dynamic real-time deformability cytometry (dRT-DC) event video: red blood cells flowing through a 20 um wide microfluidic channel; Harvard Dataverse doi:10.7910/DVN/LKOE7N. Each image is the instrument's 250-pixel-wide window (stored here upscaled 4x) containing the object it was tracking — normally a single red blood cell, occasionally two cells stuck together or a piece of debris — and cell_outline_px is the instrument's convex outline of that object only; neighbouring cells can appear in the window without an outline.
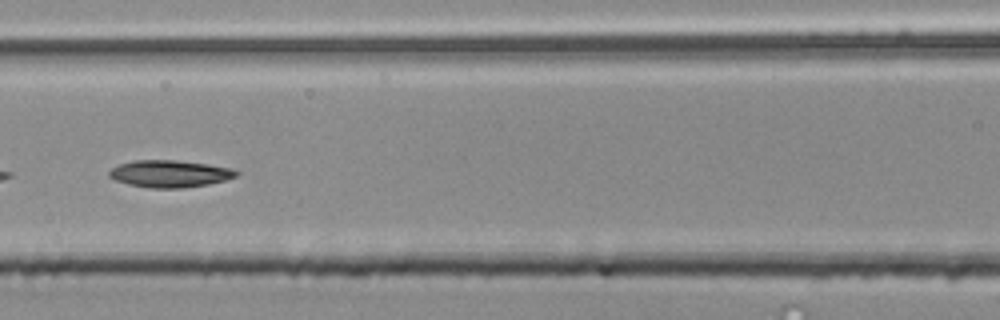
{"species": "common noctule bat (a hibernating species)", "species_latin": "Nyctalus noctula", "temperature_condition": "room temperature", "stored_images_in_passage": 16, "camera_frame_rate_fps": 3000, "um_per_image_px": 0.085, "animal": {"sex": "male", "body_mass_g": 20.4}, "frame": {"image": 1, "passage_image": 10, "time_ms": 3.0, "image_size_px": [1000, 320], "cell_outline_px": [[240, 172], [236, 176], [224, 180], [208, 184], [184, 188], [148, 188], [128, 184], [116, 180], [108, 176], [108, 172], [112, 168], [120, 164], [132, 160], [176, 160], [208, 164], [232, 168]], "centroid_in_image_um": [14.42, 14.76], "position_along_channel_um": 152.2, "area_um2": 20.11}}